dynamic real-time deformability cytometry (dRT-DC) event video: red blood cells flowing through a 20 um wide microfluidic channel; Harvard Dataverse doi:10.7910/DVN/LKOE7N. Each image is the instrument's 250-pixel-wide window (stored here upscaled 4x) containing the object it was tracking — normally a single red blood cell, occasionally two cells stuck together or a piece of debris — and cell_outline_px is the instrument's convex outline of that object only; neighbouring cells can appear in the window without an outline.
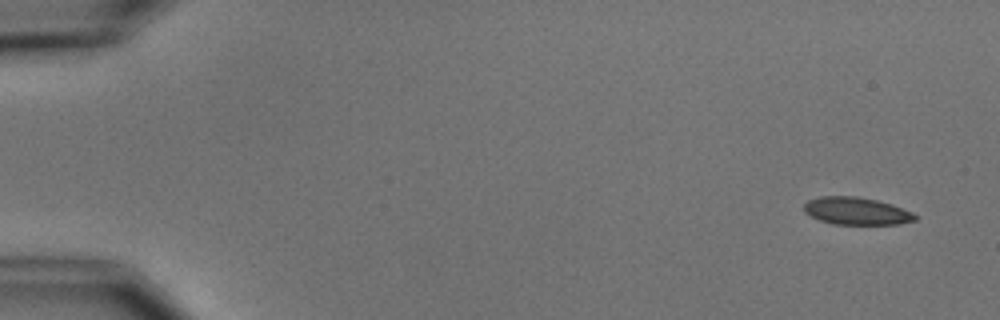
{"species": "common noctule bat (a hibernating species)", "species_latin": "Nyctalus noctula", "temperature_condition": "cold", "stored_images_in_passage": 5, "camera_frame_rate_fps": 3000, "um_per_image_px": 0.085, "animal": {"sex": "male", "body_mass_g": 15.6}, "frame": {"image": 1, "passage_image": 1, "time_ms": 0.0, "image_size_px": [1000, 320], "cell_outline_px": [[916, 220], [900, 224], [832, 224], [820, 220], [804, 212], [804, 204], [808, 200], [820, 196], [856, 196], [876, 200], [892, 204], [912, 212], [916, 216]], "centroid_in_image_um": [72.79, 17.93], "position_along_channel_um": 12.2, "area_um2": 17.74}}
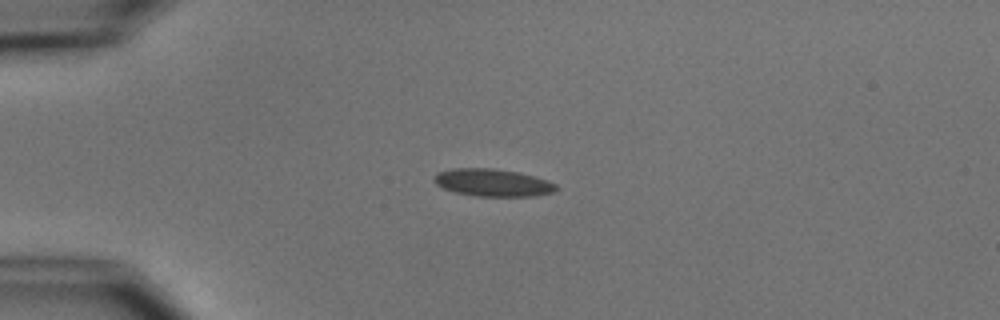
{"frame": {"image": 2, "passage_image": 4, "time_ms": 3.667, "image_size_px": [1000, 320], "cell_outline_px": [[560, 188], [552, 192], [532, 196], [476, 196], [456, 192], [444, 188], [436, 184], [432, 180], [440, 172], [452, 168], [492, 168], [520, 172], [556, 184]], "centroid_in_image_um": [41.88, 15.52], "position_along_channel_um": 43.1, "area_um2": 19.31}}